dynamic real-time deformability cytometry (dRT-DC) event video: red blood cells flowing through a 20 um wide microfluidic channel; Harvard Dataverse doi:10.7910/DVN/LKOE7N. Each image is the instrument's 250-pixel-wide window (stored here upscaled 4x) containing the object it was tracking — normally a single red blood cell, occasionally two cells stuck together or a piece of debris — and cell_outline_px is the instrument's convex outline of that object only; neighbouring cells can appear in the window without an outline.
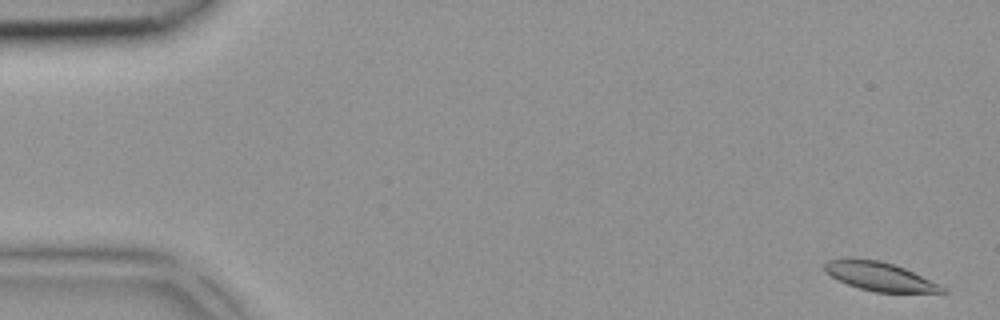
{"species": "common noctule bat (a hibernating species)", "species_latin": "Nyctalus noctula", "temperature_condition": "room temperature", "stored_images_in_passage": 44, "camera_frame_rate_fps": 3000, "um_per_image_px": 0.085, "animal": {"sex": "female", "body_mass_g": 18.4}, "frame": {"image": 1, "passage_image": 2, "time_ms": 0.333, "image_size_px": [1000, 320], "cell_outline_px": [[948, 292], [876, 292], [860, 288], [848, 284], [824, 272], [824, 264], [828, 260], [880, 260], [904, 268], [940, 284], [948, 288]], "centroid_in_image_um": [74.84, 23.52], "position_along_channel_um": 10.2, "area_um2": 19.07}}
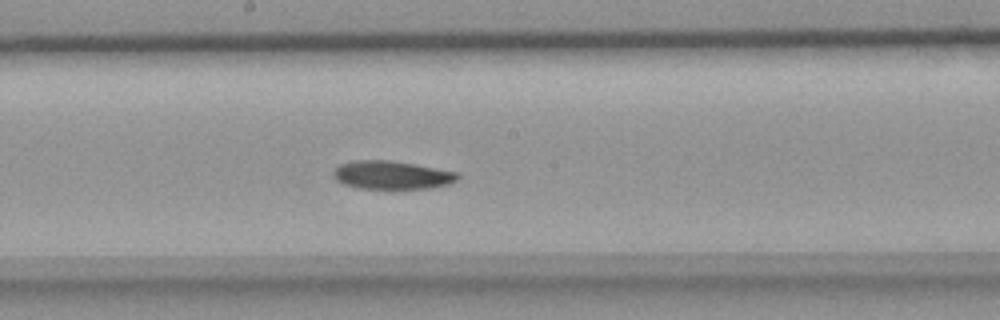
{"frame": {"image": 2, "passage_image": 24, "time_ms": 7.667, "image_size_px": [1000, 320], "cell_outline_px": [[460, 176], [456, 180], [448, 184], [432, 188], [360, 188], [344, 184], [336, 180], [332, 176], [332, 172], [340, 164], [356, 160], [392, 160], [416, 164], [456, 172]], "centroid_in_image_um": [33.29, 14.87], "position_along_channel_um": 214.9, "area_um2": 20.4}}
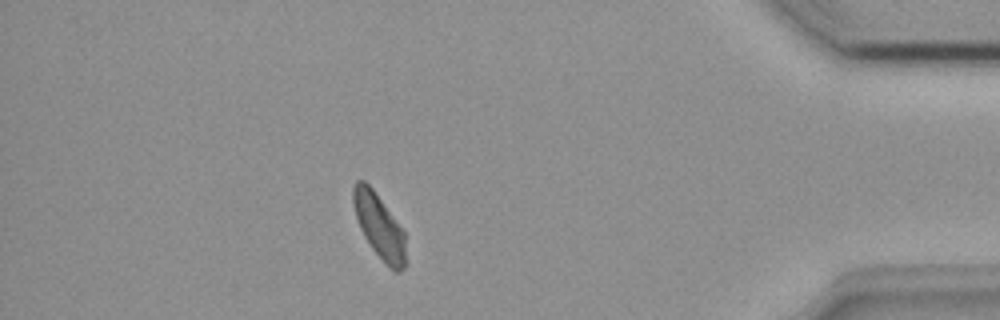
{"frame": {"image": 3, "passage_image": 39, "time_ms": 12.667, "image_size_px": [1000, 320], "cell_outline_px": [[404, 268], [400, 272], [396, 272], [388, 268], [372, 248], [364, 236], [360, 228], [356, 216], [352, 200], [352, 188], [356, 180], [364, 180], [372, 188], [404, 232]], "centroid_in_image_um": [32.2, 19.22], "position_along_channel_um": 403.0, "area_um2": 19.31}}